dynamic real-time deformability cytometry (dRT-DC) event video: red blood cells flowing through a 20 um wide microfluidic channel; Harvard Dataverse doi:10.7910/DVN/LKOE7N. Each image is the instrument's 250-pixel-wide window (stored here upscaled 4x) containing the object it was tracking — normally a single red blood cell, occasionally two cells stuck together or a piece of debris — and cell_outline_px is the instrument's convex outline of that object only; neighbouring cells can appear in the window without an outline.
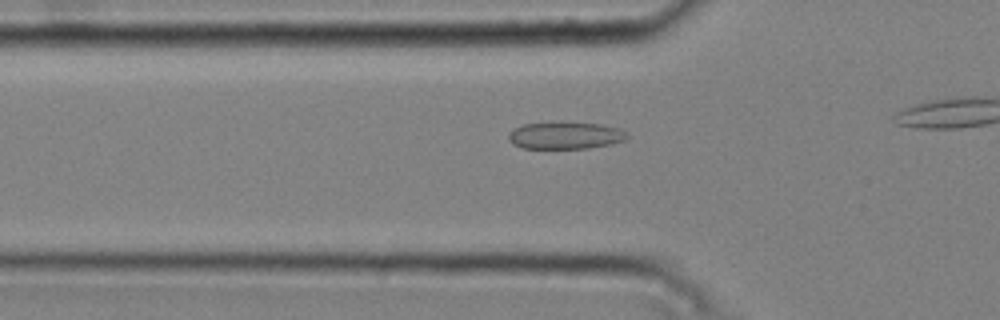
{"species": "common noctule bat (a hibernating species)", "species_latin": "Nyctalus noctula", "temperature_condition": "cold", "stored_images_in_passage": 14, "camera_frame_rate_fps": 3000, "um_per_image_px": 0.085, "animal": {"sex": "male", "body_mass_g": 20.4}, "frame": {"image": 1, "passage_image": 8, "time_ms": 2.333, "image_size_px": [1000, 320], "cell_outline_px": [[628, 136], [624, 140], [612, 144], [588, 148], [520, 148], [512, 144], [508, 140], [508, 136], [516, 128], [524, 124], [552, 120], [560, 120], [600, 124], [620, 128]], "centroid_in_image_um": [48.03, 11.48], "position_along_channel_um": 77.8, "area_um2": 19.25}}
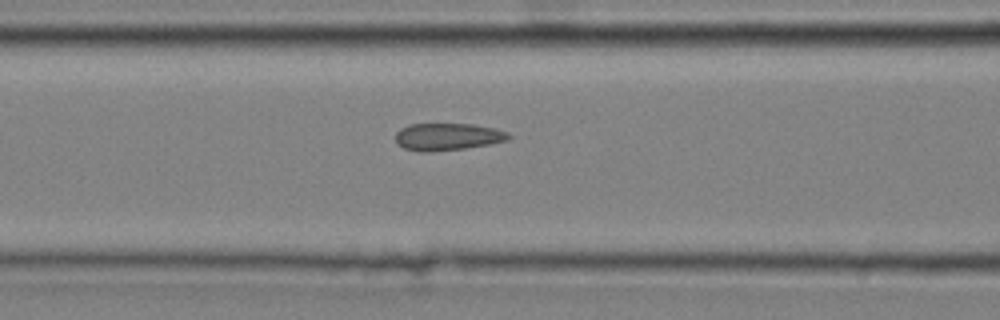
{"frame": {"image": 2, "passage_image": 12, "time_ms": 3.667, "image_size_px": [1000, 320], "cell_outline_px": [[512, 136], [508, 140], [488, 144], [464, 148], [428, 152], [424, 152], [404, 148], [396, 140], [396, 132], [400, 128], [412, 124], [472, 124], [492, 128], [508, 132]], "centroid_in_image_um": [38.05, 11.62], "position_along_channel_um": 128.5, "area_um2": 17.69}}